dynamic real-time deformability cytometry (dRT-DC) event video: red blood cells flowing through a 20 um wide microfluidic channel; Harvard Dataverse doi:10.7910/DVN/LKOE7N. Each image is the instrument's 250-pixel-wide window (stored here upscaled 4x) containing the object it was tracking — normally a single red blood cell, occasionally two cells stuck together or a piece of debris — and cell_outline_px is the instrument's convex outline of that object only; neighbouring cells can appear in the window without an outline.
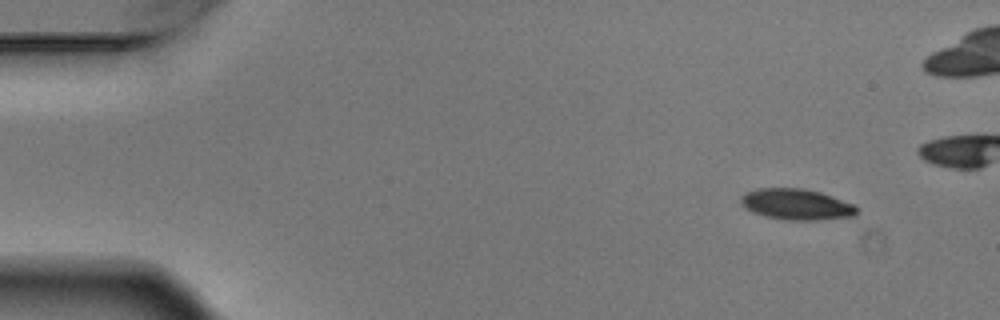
{"species": "Egyptian fruit bat (a non-hibernating species)", "species_latin": "Rousettus aegyptiacus", "temperature_condition": "warm", "stored_images_in_passage": 5, "camera_frame_rate_fps": 3000, "um_per_image_px": 0.085, "animal": {"sex": "male"}, "frame": {"image": 1, "passage_image": 1, "time_ms": 0.0, "image_size_px": [1000, 320], "cell_outline_px": [[856, 216], [816, 220], [784, 220], [764, 216], [752, 212], [740, 204], [740, 196], [744, 192], [760, 188], [804, 188], [820, 192], [832, 196], [852, 204], [856, 208]], "centroid_in_image_um": [67.64, 17.37], "position_along_channel_um": 17.4, "area_um2": 20.98}}